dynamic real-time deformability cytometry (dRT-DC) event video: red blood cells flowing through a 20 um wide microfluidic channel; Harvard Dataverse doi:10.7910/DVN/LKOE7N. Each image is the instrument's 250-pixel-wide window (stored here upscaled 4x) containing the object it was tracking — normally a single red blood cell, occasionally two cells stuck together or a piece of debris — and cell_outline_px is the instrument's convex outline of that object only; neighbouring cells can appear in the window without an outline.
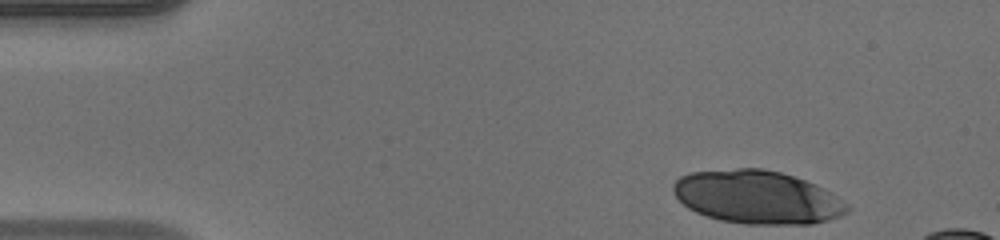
{"species": "human", "species_latin": "Homo sapiens", "temperature_condition": "warm", "stored_images_in_passage": 41, "camera_frame_rate_fps": 3000, "um_per_image_px": 0.085, "donor": {"sex": "male"}, "frame": {"image": 1, "passage_image": 1, "time_ms": 0.0, "image_size_px": [1000, 240], "cell_outline_px": [[848, 212], [828, 220], [812, 224], [744, 224], [720, 220], [696, 212], [688, 208], [672, 192], [672, 184], [680, 176], [688, 172], [736, 168], [764, 168], [780, 172], [816, 184], [836, 196], [848, 204]], "centroid_in_image_um": [64.33, 16.75], "position_along_channel_um": 20.7, "area_um2": 53.99}}
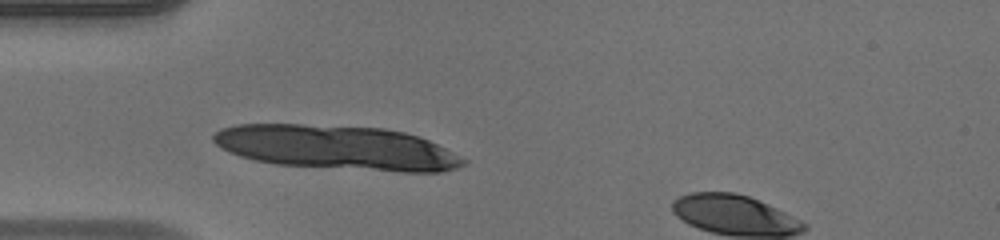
{"frame": {"image": 2, "passage_image": 10, "time_ms": 3.0, "image_size_px": [1000, 240], "cell_outline_px": [[468, 164], [456, 168], [440, 172], [400, 172], [276, 164], [256, 160], [240, 156], [228, 152], [220, 148], [212, 140], [212, 136], [220, 128], [236, 124], [300, 124], [384, 128], [404, 132], [420, 136], [468, 160]], "centroid_in_image_um": [28.63, 12.54], "position_along_channel_um": 56.4, "area_um2": 64.68}}